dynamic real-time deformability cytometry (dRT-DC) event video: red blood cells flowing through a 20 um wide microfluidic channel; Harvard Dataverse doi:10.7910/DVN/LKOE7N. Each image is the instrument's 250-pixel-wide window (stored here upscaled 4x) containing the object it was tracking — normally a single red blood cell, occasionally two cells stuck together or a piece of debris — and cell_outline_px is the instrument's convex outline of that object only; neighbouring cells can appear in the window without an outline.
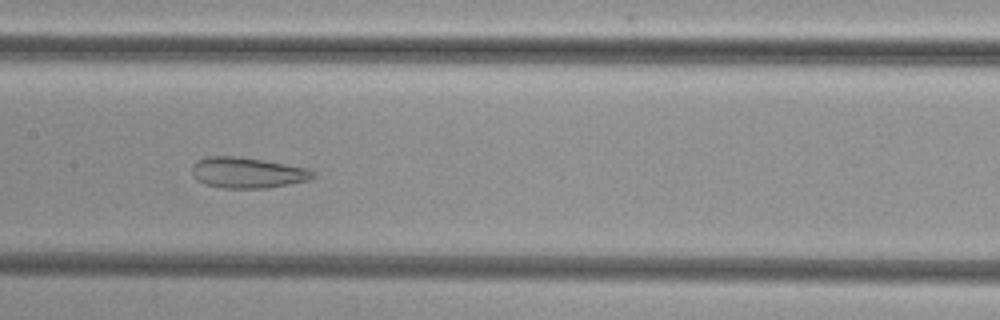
{"species": "common noctule bat (a hibernating species)", "species_latin": "Nyctalus noctula", "temperature_condition": "cold", "stored_images_in_passage": 51, "camera_frame_rate_fps": 3000, "um_per_image_px": 0.085, "animal": {"sex": "female", "body_mass_g": 29.2, "forearm_length_mm": 56.3}, "frame": {"image": 1, "passage_image": 25, "time_ms": 8.0, "image_size_px": [1000, 320], "cell_outline_px": [[316, 176], [308, 180], [268, 188], [224, 188], [204, 184], [196, 180], [192, 176], [192, 164], [196, 160], [208, 156], [240, 156], [264, 160], [308, 168], [316, 172]], "centroid_in_image_um": [21.01, 14.67], "position_along_channel_um": 186.4, "area_um2": 21.96}}
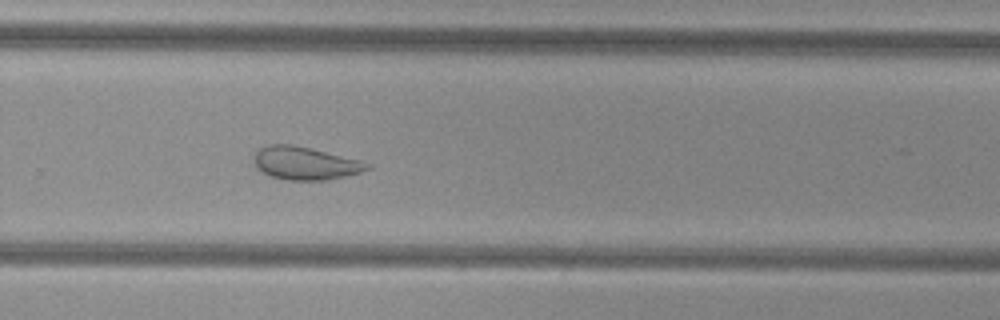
{"frame": {"image": 2, "passage_image": 34, "time_ms": 11.0, "image_size_px": [1000, 320], "cell_outline_px": [[372, 168], [360, 172], [328, 180], [288, 180], [272, 176], [256, 168], [256, 152], [260, 148], [268, 144], [292, 144], [360, 160], [372, 164]], "centroid_in_image_um": [25.98, 13.87], "position_along_channel_um": 303.8, "area_um2": 21.44}}
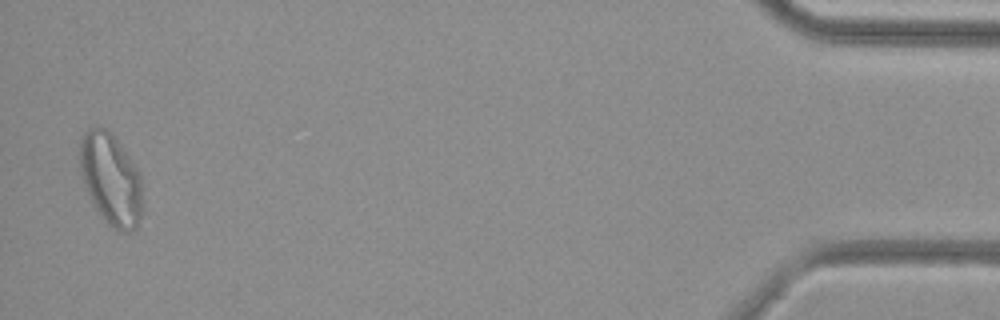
{"frame": {"image": 3, "passage_image": 50, "time_ms": 16.333, "image_size_px": [1000, 320], "cell_outline_px": [[144, 208], [136, 228], [128, 232], [124, 232], [112, 228], [100, 216], [92, 204], [84, 184], [80, 172], [80, 144], [84, 132], [88, 128], [96, 124], [112, 132], [140, 172]], "centroid_in_image_um": [9.44, 15.24], "position_along_channel_um": 425.8, "area_um2": 34.22}}